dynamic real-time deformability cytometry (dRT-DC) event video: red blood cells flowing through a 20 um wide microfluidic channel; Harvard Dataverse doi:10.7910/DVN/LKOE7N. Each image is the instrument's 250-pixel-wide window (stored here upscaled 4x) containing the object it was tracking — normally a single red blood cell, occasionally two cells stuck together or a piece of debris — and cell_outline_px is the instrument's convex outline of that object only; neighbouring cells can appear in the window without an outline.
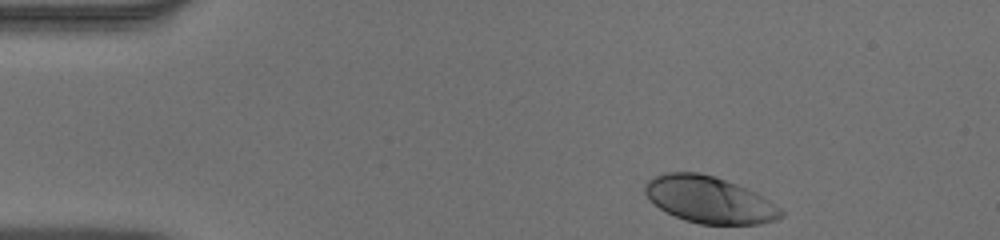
{"species": "human", "species_latin": "Homo sapiens", "temperature_condition": "warm", "stored_images_in_passage": 39, "camera_frame_rate_fps": 3000, "um_per_image_px": 0.085, "donor": {"sex": "male"}, "frame": {"image": 1, "passage_image": 1, "time_ms": 0.0, "image_size_px": [1000, 240], "cell_outline_px": [[784, 216], [776, 220], [760, 224], [700, 224], [684, 220], [660, 208], [648, 200], [644, 192], [644, 184], [648, 180], [656, 176], [668, 172], [700, 172], [716, 176], [756, 192], [780, 208], [784, 212]], "centroid_in_image_um": [60.29, 16.97], "position_along_channel_um": 24.7, "area_um2": 37.05}}
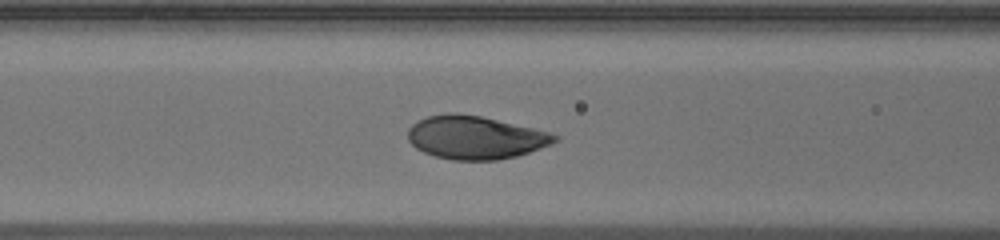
{"frame": {"image": 2, "passage_image": 15, "time_ms": 4.667, "image_size_px": [1000, 240], "cell_outline_px": [[560, 140], [552, 144], [516, 156], [496, 160], [452, 160], [436, 156], [424, 152], [416, 148], [408, 140], [408, 128], [412, 124], [428, 116], [448, 112], [452, 112], [480, 116], [532, 128], [548, 132], [560, 136]], "centroid_in_image_um": [40.39, 11.69], "position_along_channel_um": 126.2, "area_um2": 36.76}}
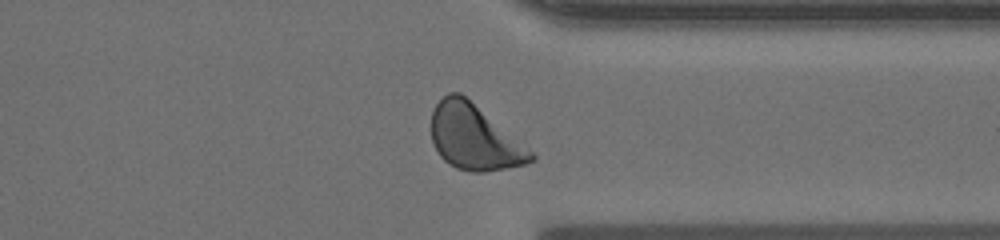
{"frame": {"image": 3, "passage_image": 34, "time_ms": 11.0, "image_size_px": [1000, 240], "cell_outline_px": [[536, 160], [524, 164], [484, 172], [472, 172], [456, 168], [448, 164], [440, 156], [432, 140], [432, 112], [436, 104], [448, 92], [460, 92], [532, 152], [536, 156]], "centroid_in_image_um": [40.27, 11.69], "position_along_channel_um": 371.1, "area_um2": 37.05}, "authors_computed_cell_mechanics": {"area_um2": 36.703, "velocity_mm_per_s": 3.8871, "shape_relaxation_time_tau1_ms": 2.3433, "shape_relaxation_time_tau2_ms": null, "deformation_change_tau1": 0.1593, "deformation_change_tau2": null}}